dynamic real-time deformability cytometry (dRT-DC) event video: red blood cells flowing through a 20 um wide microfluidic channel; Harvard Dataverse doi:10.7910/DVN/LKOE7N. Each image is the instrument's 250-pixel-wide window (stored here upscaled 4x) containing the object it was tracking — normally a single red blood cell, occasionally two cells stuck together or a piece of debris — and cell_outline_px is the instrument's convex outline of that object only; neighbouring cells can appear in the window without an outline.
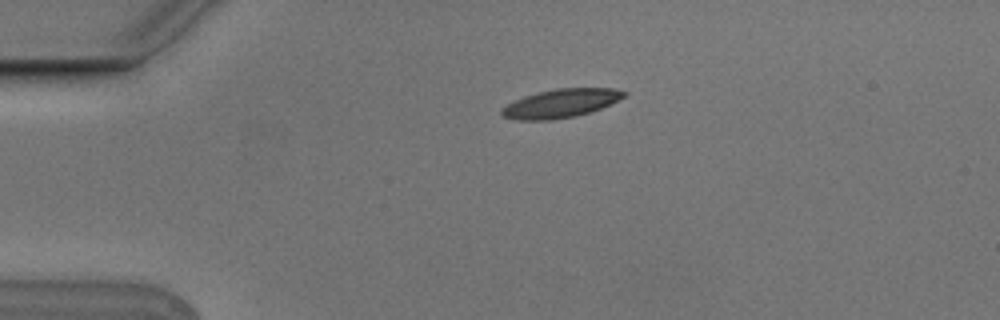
{"species": "Egyptian fruit bat (a non-hibernating species)", "species_latin": "Rousettus aegyptiacus", "temperature_condition": "cold", "stored_images_in_passage": 4, "camera_frame_rate_fps": 3000, "um_per_image_px": 0.085, "animal": {"sex": "male"}, "frame": {"image": 1, "passage_image": 3, "time_ms": 0.667, "image_size_px": [1000, 320], "cell_outline_px": [[628, 92], [624, 96], [600, 108], [576, 116], [552, 120], [516, 120], [504, 116], [500, 112], [508, 104], [524, 96], [556, 88], [612, 88]], "centroid_in_image_um": [47.66, 8.78], "position_along_channel_um": 37.3, "area_um2": 19.94}}